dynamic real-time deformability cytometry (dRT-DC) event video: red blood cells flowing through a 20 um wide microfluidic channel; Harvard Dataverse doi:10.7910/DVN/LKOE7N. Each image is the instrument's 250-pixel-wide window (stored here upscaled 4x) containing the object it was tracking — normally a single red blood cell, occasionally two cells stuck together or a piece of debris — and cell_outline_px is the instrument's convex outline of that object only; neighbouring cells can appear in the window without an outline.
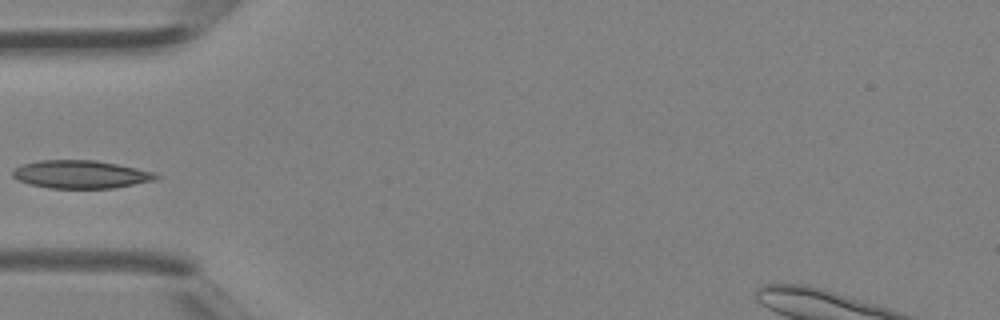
{"species": "Egyptian fruit bat (a non-hibernating species)", "species_latin": "Rousettus aegyptiacus", "temperature_condition": "room temperature", "stored_images_in_passage": 4, "camera_frame_rate_fps": 3000, "um_per_image_px": 0.085, "animal": {"sex": "female"}, "frame": {"image": 1, "passage_image": 4, "time_ms": 1.0, "image_size_px": [1000, 320], "cell_outline_px": [[160, 176], [156, 180], [116, 188], [48, 188], [28, 184], [12, 176], [12, 168], [20, 164], [40, 160], [96, 160], [136, 168], [152, 172]], "centroid_in_image_um": [6.82, 14.82], "position_along_channel_um": 78.2, "area_um2": 23.52}}